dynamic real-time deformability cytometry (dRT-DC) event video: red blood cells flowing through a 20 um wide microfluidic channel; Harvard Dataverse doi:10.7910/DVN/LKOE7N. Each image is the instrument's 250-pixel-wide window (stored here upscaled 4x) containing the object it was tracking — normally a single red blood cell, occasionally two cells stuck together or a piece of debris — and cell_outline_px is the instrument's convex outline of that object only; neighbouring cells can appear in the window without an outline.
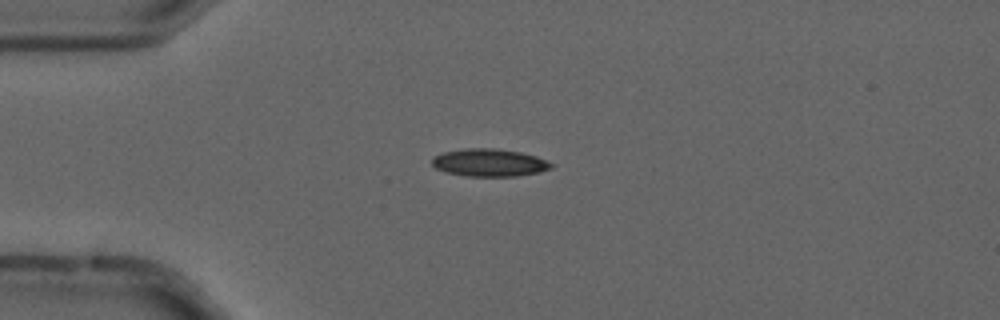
{"species": "common noctule bat (a hibernating species)", "species_latin": "Nyctalus noctula", "temperature_condition": "cold", "stored_images_in_passage": 54, "camera_frame_rate_fps": 3000, "um_per_image_px": 0.085, "animal": {"sex": "male", "forearm_length_mm": 52.5}, "frame": {"image": 1, "passage_image": 13, "time_ms": 4.0, "image_size_px": [1000, 320], "cell_outline_px": [[556, 164], [552, 168], [540, 172], [516, 176], [468, 176], [444, 172], [436, 168], [432, 164], [432, 156], [444, 152], [464, 148], [492, 148], [520, 152], [536, 156]], "centroid_in_image_um": [41.6, 13.82], "position_along_channel_um": 43.4, "area_um2": 19.31}}
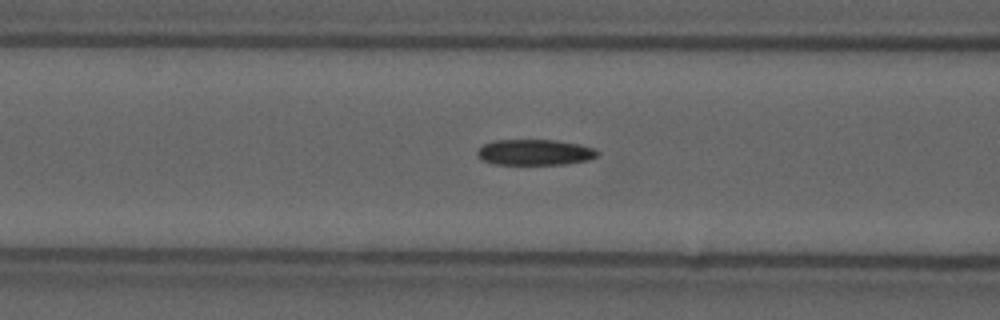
{"frame": {"image": 2, "passage_image": 21, "time_ms": 6.667, "image_size_px": [1000, 320], "cell_outline_px": [[600, 152], [596, 156], [588, 160], [564, 164], [492, 164], [484, 160], [476, 152], [484, 144], [496, 140], [556, 140], [580, 144], [592, 148]], "centroid_in_image_um": [45.48, 12.94], "position_along_channel_um": 121.1, "area_um2": 17.86}}
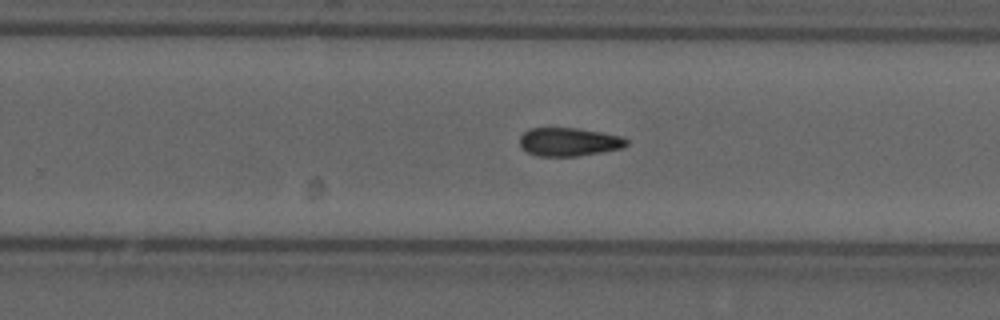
{"frame": {"image": 3, "passage_image": 34, "time_ms": 11.0, "image_size_px": [1000, 320], "cell_outline_px": [[628, 144], [620, 148], [600, 152], [576, 156], [536, 156], [520, 148], [520, 136], [524, 132], [532, 128], [576, 128], [600, 132], [620, 136], [628, 140]], "centroid_in_image_um": [48.31, 12.06], "position_along_channel_um": 281.5, "area_um2": 17.51}, "authors_computed_cell_mechanics": {"area_um2": 17.7157, "velocity_mm_per_s": 3.7044, "shape_relaxation_time_tau1_ms": 5.7453, "shape_relaxation_time_tau2_ms": 7.5354, "deformation_change_tau1": 0.118, "deformation_change_tau2": 0.1487}}